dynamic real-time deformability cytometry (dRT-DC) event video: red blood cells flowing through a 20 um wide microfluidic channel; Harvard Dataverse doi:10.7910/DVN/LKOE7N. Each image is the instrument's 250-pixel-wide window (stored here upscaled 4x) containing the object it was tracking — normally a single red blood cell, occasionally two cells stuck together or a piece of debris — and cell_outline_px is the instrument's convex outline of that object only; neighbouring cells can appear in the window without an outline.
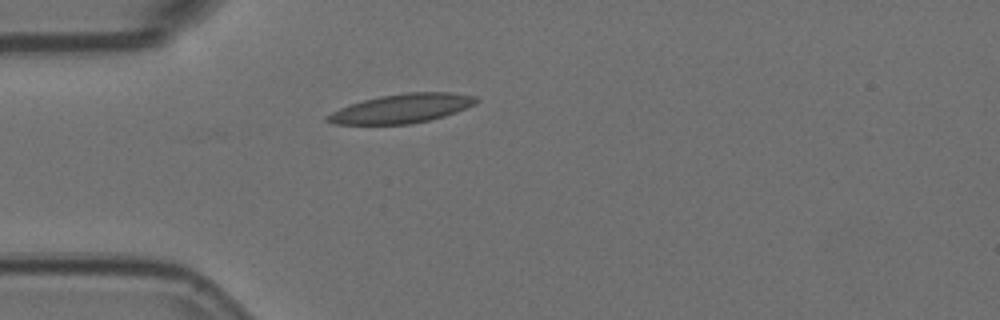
{"species": "Egyptian fruit bat (a non-hibernating species)", "species_latin": "Rousettus aegyptiacus", "temperature_condition": "room temperature", "stored_images_in_passage": 6, "camera_frame_rate_fps": 3000, "um_per_image_px": 0.085, "animal": {"sex": "female"}, "frame": {"image": 1, "passage_image": 6, "time_ms": 1.667, "image_size_px": [1000, 320], "cell_outline_px": [[480, 100], [476, 104], [456, 112], [444, 116], [412, 124], [332, 124], [324, 120], [324, 116], [340, 108], [364, 100], [380, 96], [408, 92], [452, 92], [476, 96]], "centroid_in_image_um": [34.17, 9.22], "position_along_channel_um": 50.8, "area_um2": 25.2}}